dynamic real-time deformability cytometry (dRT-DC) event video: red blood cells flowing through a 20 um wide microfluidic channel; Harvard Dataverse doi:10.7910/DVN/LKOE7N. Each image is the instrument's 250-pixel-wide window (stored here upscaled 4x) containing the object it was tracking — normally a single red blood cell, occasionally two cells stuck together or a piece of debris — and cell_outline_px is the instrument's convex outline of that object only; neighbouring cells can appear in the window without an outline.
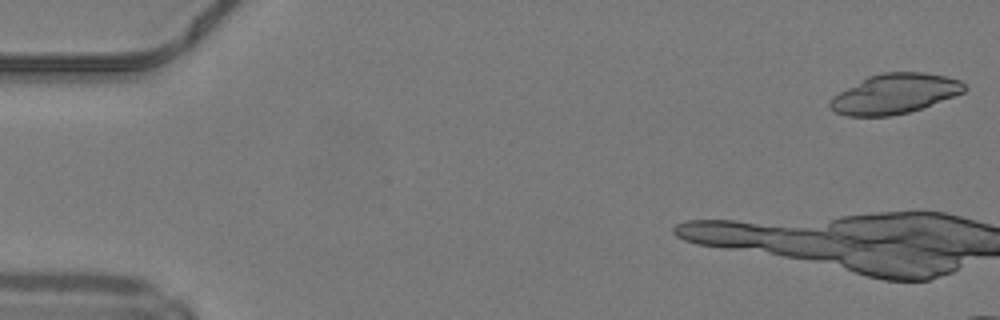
{"species": "common noctule bat (a hibernating species)", "species_latin": "Nyctalus noctula", "temperature_condition": "warm", "stored_images_in_passage": 8, "camera_frame_rate_fps": 3000, "um_per_image_px": 0.085, "animal": {"sex": "male", "body_mass_g": 19.2, "forearm_length_mm": 51.8}, "frame": {"image": 1, "passage_image": 1, "time_ms": 0.0, "image_size_px": [1000, 320], "cell_outline_px": [[968, 88], [964, 92], [920, 108], [908, 112], [892, 116], [848, 116], [836, 112], [828, 104], [828, 100], [832, 96], [868, 76], [880, 72], [924, 72], [944, 76], [960, 80]], "centroid_in_image_um": [76.02, 7.96], "position_along_channel_um": 9.0, "area_um2": 31.04}}